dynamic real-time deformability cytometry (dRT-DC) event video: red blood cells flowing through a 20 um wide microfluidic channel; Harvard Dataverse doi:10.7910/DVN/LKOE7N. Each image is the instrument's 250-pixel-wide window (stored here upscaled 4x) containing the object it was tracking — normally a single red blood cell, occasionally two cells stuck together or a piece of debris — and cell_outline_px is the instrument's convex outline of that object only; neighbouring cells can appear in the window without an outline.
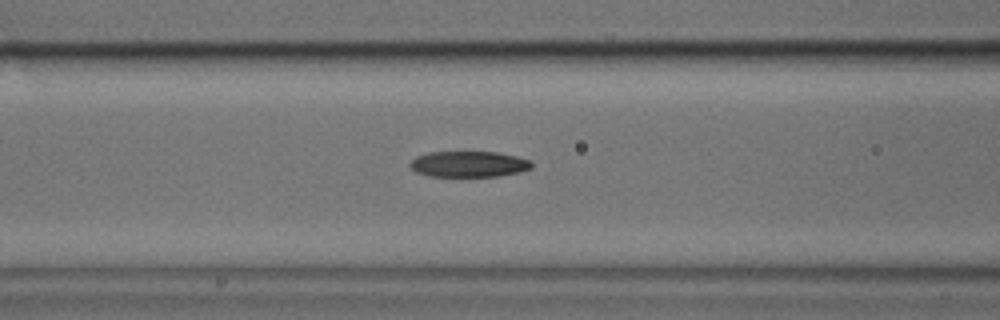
{"species": "common noctule bat (a hibernating species)", "species_latin": "Nyctalus noctula", "temperature_condition": "cold", "stored_images_in_passage": 35, "camera_frame_rate_fps": 3000, "um_per_image_px": 0.085, "animal": {"sex": "male", "body_mass_g": 17.9, "forearm_length_mm": 54.2}, "frame": {"image": 1, "passage_image": 6, "time_ms": 1.667, "image_size_px": [1000, 320], "cell_outline_px": [[532, 168], [520, 172], [500, 176], [428, 176], [416, 172], [408, 164], [416, 156], [428, 152], [496, 152], [516, 156], [528, 160], [532, 164]], "centroid_in_image_um": [39.83, 13.95], "position_along_channel_um": 126.8, "area_um2": 18.32}}
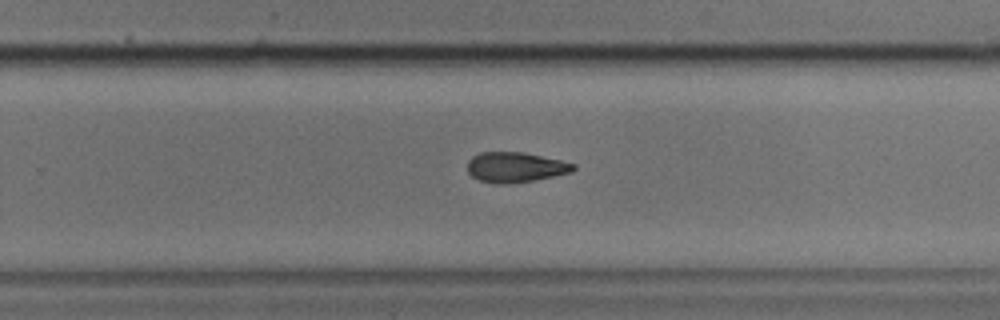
{"frame": {"image": 2, "passage_image": 18, "time_ms": 5.667, "image_size_px": [1000, 320], "cell_outline_px": [[576, 168], [572, 172], [512, 184], [496, 184], [480, 180], [472, 176], [468, 172], [468, 160], [472, 156], [480, 152], [520, 152], [560, 160], [576, 164]], "centroid_in_image_um": [43.79, 14.22], "position_along_channel_um": 286.0, "area_um2": 18.5}}
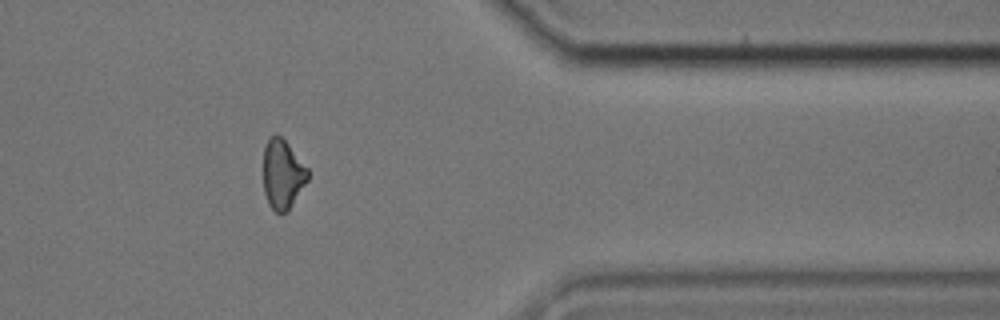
{"frame": {"image": 3, "passage_image": 27, "time_ms": 8.667, "image_size_px": [1000, 320], "cell_outline_px": [[308, 180], [288, 212], [276, 212], [268, 204], [264, 192], [264, 148], [268, 140], [272, 136], [280, 136], [288, 144], [308, 168]], "centroid_in_image_um": [24.03, 14.85], "position_along_channel_um": 387.4, "area_um2": 17.8}}